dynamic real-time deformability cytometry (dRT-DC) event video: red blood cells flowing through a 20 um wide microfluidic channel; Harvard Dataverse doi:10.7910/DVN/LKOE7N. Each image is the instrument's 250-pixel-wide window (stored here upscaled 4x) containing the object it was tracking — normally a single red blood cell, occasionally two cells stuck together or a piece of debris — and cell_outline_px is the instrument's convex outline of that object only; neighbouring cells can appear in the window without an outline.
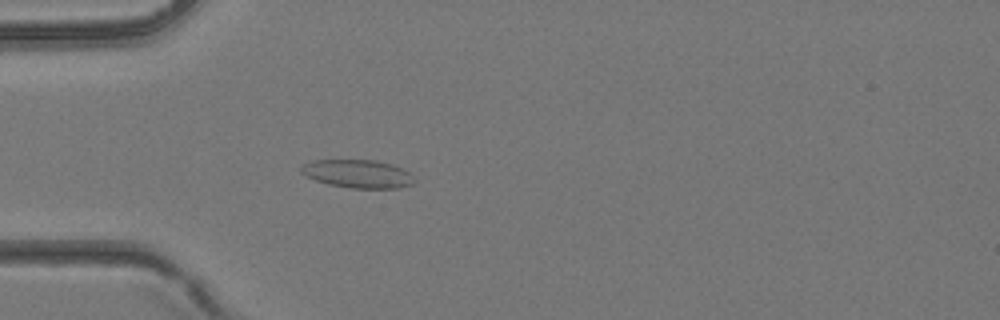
{"species": "common noctule bat (a hibernating species)", "species_latin": "Nyctalus noctula", "temperature_condition": "room temperature", "stored_images_in_passage": 4, "camera_frame_rate_fps": 3000, "um_per_image_px": 0.085, "animal": {"sex": "female", "body_mass_g": 24.6, "forearm_length_mm": 56.2}, "frame": {"image": 1, "passage_image": 4, "time_ms": 1.0, "image_size_px": [1000, 320], "cell_outline_px": [[416, 180], [412, 184], [400, 188], [352, 188], [328, 184], [316, 180], [300, 172], [300, 164], [312, 160], [376, 160], [392, 164], [408, 172]], "centroid_in_image_um": [30.39, 14.77], "position_along_channel_um": 54.6, "area_um2": 18.61}}